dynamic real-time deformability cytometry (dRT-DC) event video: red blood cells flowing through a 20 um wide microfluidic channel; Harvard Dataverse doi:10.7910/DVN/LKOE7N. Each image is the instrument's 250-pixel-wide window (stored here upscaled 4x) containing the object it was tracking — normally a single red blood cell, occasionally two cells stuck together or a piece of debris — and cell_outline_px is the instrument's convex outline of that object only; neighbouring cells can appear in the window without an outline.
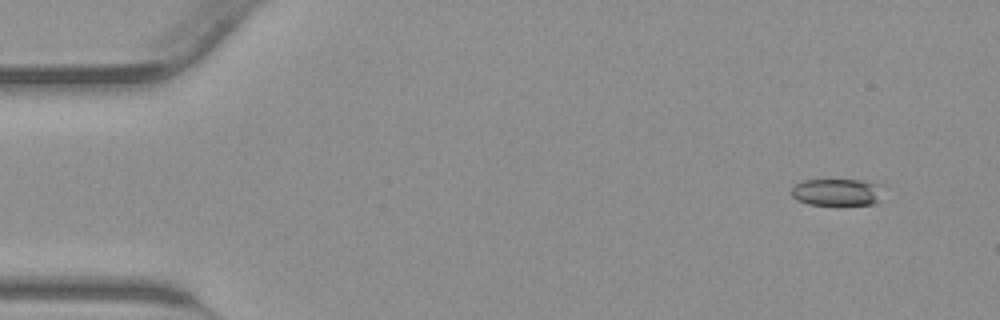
{"species": "common noctule bat (a hibernating species)", "species_latin": "Nyctalus noctula", "temperature_condition": "warm", "stored_images_in_passage": 41, "camera_frame_rate_fps": 3000, "um_per_image_px": 0.085, "animal": {"sex": "male", "body_mass_g": 23.1, "forearm_length_mm": 52.7}, "frame": {"image": 1, "passage_image": 1, "time_ms": 0.0, "image_size_px": [1000, 320], "cell_outline_px": [[888, 188], [880, 204], [840, 208], [836, 208], [808, 204], [796, 200], [792, 196], [792, 188], [796, 184], [804, 180], [860, 180], [884, 184]], "centroid_in_image_um": [71.34, 16.41], "position_along_channel_um": 13.7, "area_um2": 16.13}}
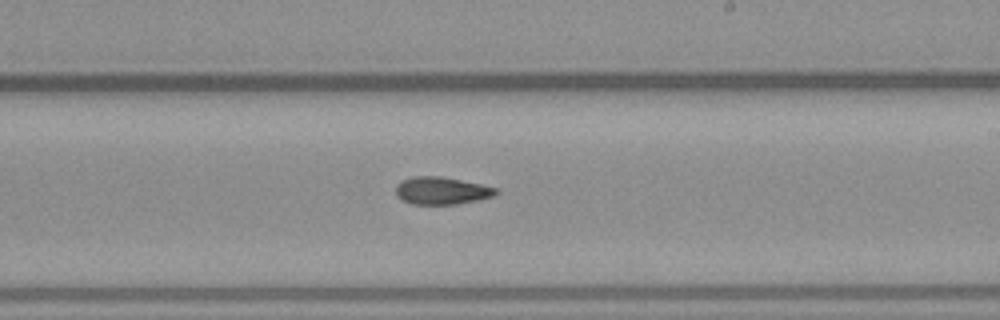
{"frame": {"image": 2, "passage_image": 23, "time_ms": 7.333, "image_size_px": [1000, 320], "cell_outline_px": [[500, 192], [496, 196], [456, 204], [412, 204], [396, 196], [396, 184], [400, 180], [412, 176], [440, 176], [480, 184], [496, 188]], "centroid_in_image_um": [37.52, 16.2], "position_along_channel_um": 251.5, "area_um2": 16.07}}
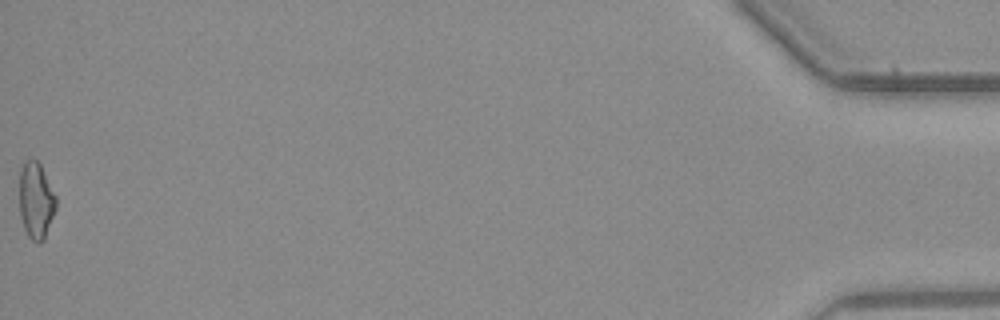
{"frame": {"image": 3, "passage_image": 41, "time_ms": 13.333, "image_size_px": [1000, 320], "cell_outline_px": [[56, 208], [44, 240], [40, 244], [36, 244], [28, 236], [24, 228], [20, 216], [20, 168], [28, 160], [36, 160], [40, 164], [56, 196]], "centroid_in_image_um": [3.06, 17.09], "position_along_channel_um": 432.1, "area_um2": 16.24}}